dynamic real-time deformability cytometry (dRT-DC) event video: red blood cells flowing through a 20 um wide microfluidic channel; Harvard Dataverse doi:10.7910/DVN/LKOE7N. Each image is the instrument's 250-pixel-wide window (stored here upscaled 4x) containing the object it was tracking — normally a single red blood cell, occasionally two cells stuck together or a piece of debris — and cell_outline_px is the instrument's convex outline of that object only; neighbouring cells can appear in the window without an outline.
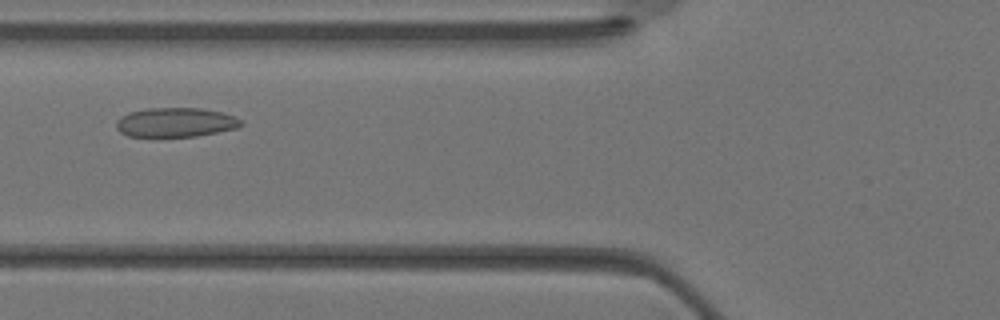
{"species": "Egyptian fruit bat (a non-hibernating species)", "species_latin": "Rousettus aegyptiacus", "temperature_condition": "warm", "stored_images_in_passage": 31, "camera_frame_rate_fps": 3000, "um_per_image_px": 0.085, "animal": {"sex": "female"}, "frame": {"image": 1, "passage_image": 9, "time_ms": 2.667, "image_size_px": [1000, 320], "cell_outline_px": [[244, 124], [236, 128], [196, 136], [128, 136], [120, 132], [116, 128], [116, 120], [120, 116], [128, 112], [148, 108], [200, 108], [220, 112], [244, 120]], "centroid_in_image_um": [14.9, 10.39], "position_along_channel_um": 110.9, "area_um2": 21.27}}
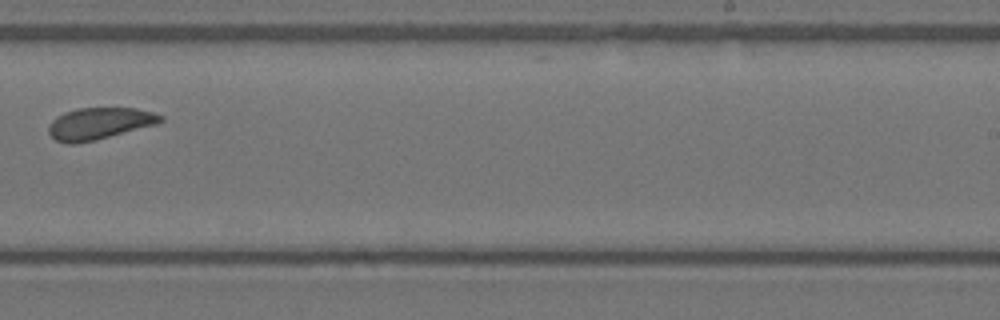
{"frame": {"image": 2, "passage_image": 18, "time_ms": 5.667, "image_size_px": [1000, 320], "cell_outline_px": [[164, 120], [156, 124], [96, 140], [76, 144], [68, 144], [56, 140], [48, 132], [48, 124], [56, 116], [64, 112], [76, 108], [136, 108], [152, 112], [164, 116]], "centroid_in_image_um": [8.41, 10.49], "position_along_channel_um": 280.6, "area_um2": 20.81}}
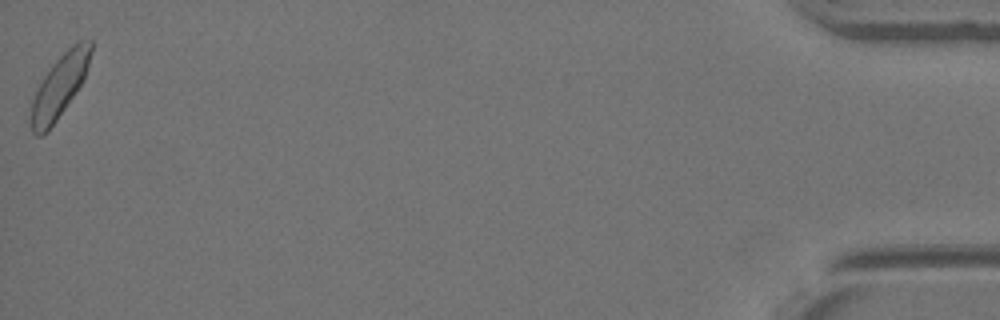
{"frame": {"image": 3, "passage_image": 31, "time_ms": 10.0, "image_size_px": [1000, 320], "cell_outline_px": [[92, 48], [88, 68], [84, 80], [76, 92], [48, 132], [40, 136], [36, 136], [32, 132], [32, 100], [44, 76], [52, 64], [72, 44], [80, 40], [92, 40]], "centroid_in_image_um": [5.1, 7.3], "position_along_channel_um": 430.1, "area_um2": 21.62}}